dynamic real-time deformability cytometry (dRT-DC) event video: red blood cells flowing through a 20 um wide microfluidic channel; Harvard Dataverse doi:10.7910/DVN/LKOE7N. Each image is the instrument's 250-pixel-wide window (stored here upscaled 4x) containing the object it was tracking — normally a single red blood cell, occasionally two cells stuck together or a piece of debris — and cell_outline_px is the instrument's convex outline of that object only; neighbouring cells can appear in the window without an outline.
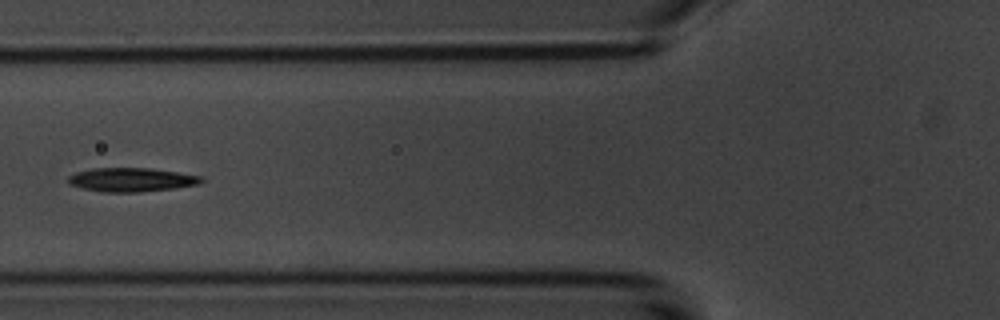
{"species": "common noctule bat (a hibernating species)", "species_latin": "Nyctalus noctula", "temperature_condition": "room temperature", "stored_images_in_passage": 5, "camera_frame_rate_fps": 3000, "um_per_image_px": 0.085, "animal": {"sex": "male", "body_mass_g": 20.1, "forearm_length_mm": 53.5}, "frame": {"image": 1, "passage_image": 5, "time_ms": 4.667, "image_size_px": [1000, 320], "cell_outline_px": [[204, 180], [200, 184], [172, 188], [140, 192], [104, 192], [84, 188], [68, 184], [68, 176], [76, 172], [92, 168], [152, 168], [204, 176]], "centroid_in_image_um": [11.2, 15.27], "position_along_channel_um": 114.6, "area_um2": 18.55}}